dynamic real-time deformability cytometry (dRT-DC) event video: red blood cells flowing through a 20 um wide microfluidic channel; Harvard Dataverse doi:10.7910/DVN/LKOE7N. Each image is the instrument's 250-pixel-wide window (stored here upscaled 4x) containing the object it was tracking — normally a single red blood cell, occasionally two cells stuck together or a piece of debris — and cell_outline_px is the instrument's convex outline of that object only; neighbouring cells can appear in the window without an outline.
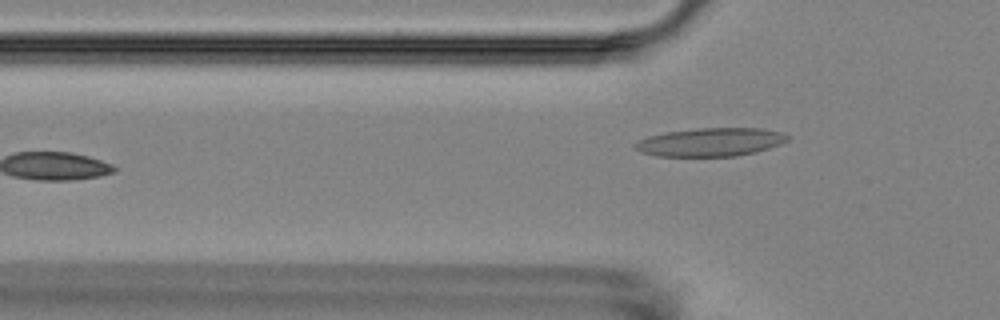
{"species": "Egyptian fruit bat (a non-hibernating species)", "species_latin": "Rousettus aegyptiacus", "temperature_condition": "room temperature", "stored_images_in_passage": 6, "camera_frame_rate_fps": 3000, "um_per_image_px": 0.085, "animal": {"sex": "female"}, "frame": {"image": 1, "passage_image": 6, "time_ms": 5.667, "image_size_px": [1000, 320], "cell_outline_px": [[788, 140], [780, 144], [756, 152], [736, 156], [656, 156], [640, 152], [632, 144], [636, 140], [648, 136], [668, 132], [696, 128], [760, 128], [780, 132], [788, 136]], "centroid_in_image_um": [60.35, 12.08], "position_along_channel_um": 65.4, "area_um2": 25.2}}